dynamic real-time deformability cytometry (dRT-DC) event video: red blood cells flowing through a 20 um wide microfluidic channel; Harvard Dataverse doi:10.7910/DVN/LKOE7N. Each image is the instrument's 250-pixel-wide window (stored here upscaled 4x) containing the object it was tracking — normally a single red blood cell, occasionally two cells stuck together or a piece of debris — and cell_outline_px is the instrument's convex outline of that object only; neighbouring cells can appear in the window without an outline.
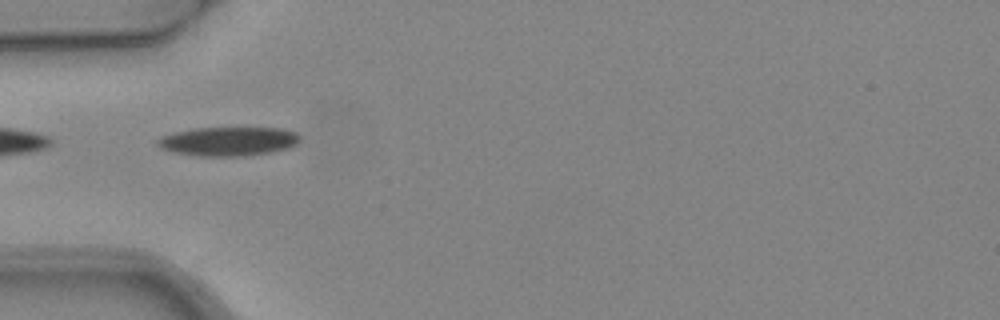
{"species": "common noctule bat (a hibernating species)", "species_latin": "Nyctalus noctula", "temperature_condition": "warm", "stored_images_in_passage": 6, "camera_frame_rate_fps": 3000, "um_per_image_px": 0.085, "animal": {"sex": "female", "body_mass_g": 24.6, "forearm_length_mm": 56.2}, "frame": {"image": 1, "passage_image": 4, "time_ms": 1.0, "image_size_px": [1000, 320], "cell_outline_px": [[300, 140], [296, 144], [288, 148], [272, 152], [244, 156], [200, 156], [176, 152], [160, 148], [156, 144], [156, 140], [164, 136], [176, 132], [196, 128], [280, 128], [296, 132], [300, 136]], "centroid_in_image_um": [19.44, 12.01], "position_along_channel_um": 65.6, "area_um2": 23.93}}
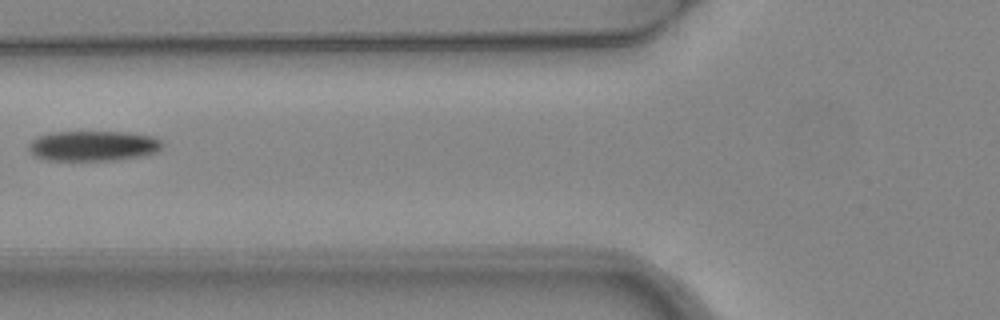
{"frame": {"image": 2, "passage_image": 5, "time_ms": 1.333, "image_size_px": [1000, 320], "cell_outline_px": [[164, 144], [156, 152], [140, 156], [116, 160], [48, 160], [36, 156], [28, 148], [28, 144], [32, 140], [40, 136], [52, 132], [128, 132], [152, 136], [160, 140]], "centroid_in_image_um": [7.93, 12.39], "position_along_channel_um": 117.9, "area_um2": 23.35}}
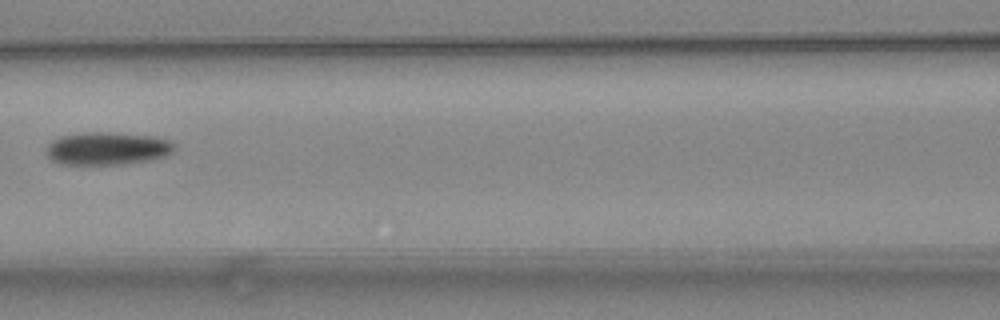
{"frame": {"image": 3, "passage_image": 6, "time_ms": 1.667, "image_size_px": [1000, 320], "cell_outline_px": [[176, 148], [168, 156], [152, 160], [124, 164], [60, 164], [52, 160], [48, 156], [48, 144], [52, 140], [60, 136], [84, 132], [104, 132], [156, 136], [172, 140]], "centroid_in_image_um": [9.19, 12.62], "position_along_channel_um": 157.4, "area_um2": 24.74}}